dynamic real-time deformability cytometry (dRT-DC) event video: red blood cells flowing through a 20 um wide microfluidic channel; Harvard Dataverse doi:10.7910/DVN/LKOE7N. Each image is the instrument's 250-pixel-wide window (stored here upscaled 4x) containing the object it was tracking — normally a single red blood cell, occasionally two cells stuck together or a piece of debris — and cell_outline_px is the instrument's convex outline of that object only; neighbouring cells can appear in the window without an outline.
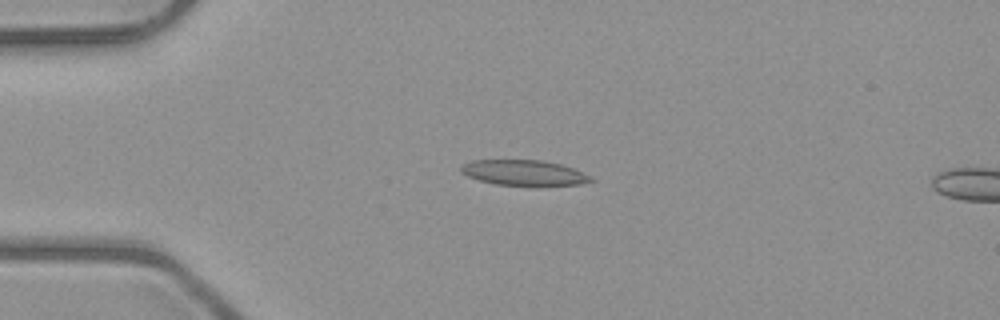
{"species": "common noctule bat (a hibernating species)", "species_latin": "Nyctalus noctula", "temperature_condition": "room temperature", "stored_images_in_passage": 5, "camera_frame_rate_fps": 3000, "um_per_image_px": 0.085, "animal": {"sex": "male", "body_mass_g": 23.1, "forearm_length_mm": 52.7}, "frame": {"image": 1, "passage_image": 4, "time_ms": 3.333, "image_size_px": [1000, 320], "cell_outline_px": [[596, 180], [580, 184], [496, 184], [480, 180], [468, 176], [460, 172], [460, 168], [464, 164], [472, 160], [544, 160], [560, 164], [572, 168], [592, 176]], "centroid_in_image_um": [44.53, 14.66], "position_along_channel_um": 40.5, "area_um2": 18.73}}